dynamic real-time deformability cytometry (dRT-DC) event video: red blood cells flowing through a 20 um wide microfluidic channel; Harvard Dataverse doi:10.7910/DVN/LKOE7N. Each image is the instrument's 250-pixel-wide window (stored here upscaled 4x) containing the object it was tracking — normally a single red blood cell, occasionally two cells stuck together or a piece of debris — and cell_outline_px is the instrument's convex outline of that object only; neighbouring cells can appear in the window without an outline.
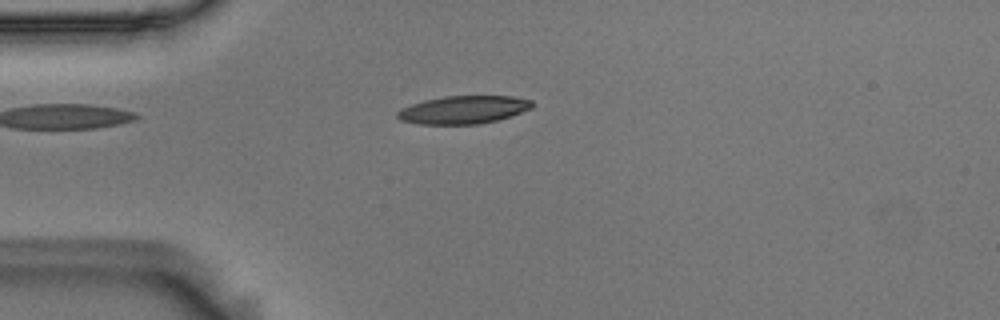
{"species": "Egyptian fruit bat (a non-hibernating species)", "species_latin": "Rousettus aegyptiacus", "temperature_condition": "room temperature", "stored_images_in_passage": 36, "camera_frame_rate_fps": 3000, "um_per_image_px": 0.085, "animal": {"sex": "male"}, "frame": {"image": 1, "passage_image": 1, "time_ms": 0.0, "image_size_px": [1000, 320], "cell_outline_px": [[532, 108], [496, 120], [480, 124], [420, 124], [400, 120], [396, 116], [396, 112], [400, 108], [424, 100], [444, 96], [512, 96], [532, 100]], "centroid_in_image_um": [39.35, 9.32], "position_along_channel_um": 45.7, "area_um2": 21.85}}
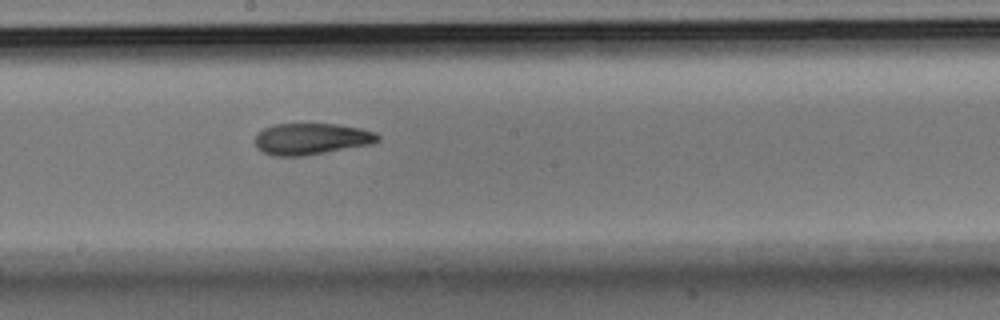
{"frame": {"image": 2, "passage_image": 17, "time_ms": 5.333, "image_size_px": [1000, 320], "cell_outline_px": [[380, 140], [372, 144], [304, 156], [272, 156], [256, 148], [256, 136], [264, 128], [272, 124], [336, 124], [360, 128], [376, 132], [380, 136]], "centroid_in_image_um": [26.48, 11.81], "position_along_channel_um": 221.7, "area_um2": 22.54}}
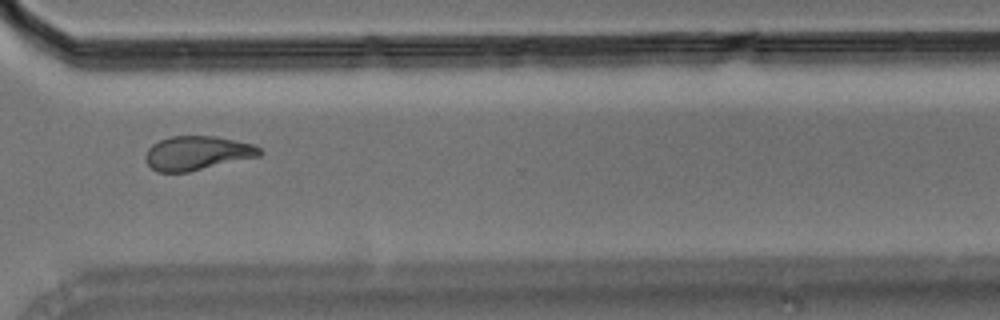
{"frame": {"image": 3, "passage_image": 28, "time_ms": 9.0, "image_size_px": [1000, 320], "cell_outline_px": [[264, 152], [260, 156], [188, 172], [156, 172], [144, 160], [144, 156], [148, 148], [152, 144], [160, 140], [172, 136], [216, 136], [252, 144], [260, 148]], "centroid_in_image_um": [16.74, 13.01], "position_along_channel_um": 353.9, "area_um2": 22.72}, "authors_computed_cell_mechanics": {"area_um2": 22.6865, "velocity_mm_per_s": 3.6082, "shape_relaxation_time_tau1_ms": 4.9049, "shape_relaxation_time_tau2_ms": 3.2222, "deformation_change_tau1": 0.1871, "deformation_change_tau2": 0.1114}}